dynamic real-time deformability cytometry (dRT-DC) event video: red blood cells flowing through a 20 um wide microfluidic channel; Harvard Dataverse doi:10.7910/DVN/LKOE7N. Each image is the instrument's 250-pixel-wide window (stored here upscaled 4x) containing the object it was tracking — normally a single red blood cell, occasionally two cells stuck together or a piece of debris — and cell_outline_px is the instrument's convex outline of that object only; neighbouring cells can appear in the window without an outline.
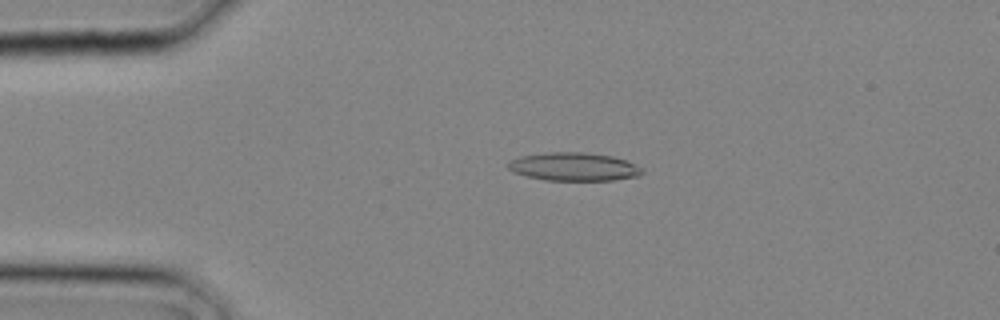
{"species": "common noctule bat (a hibernating species)", "species_latin": "Nyctalus noctula", "temperature_condition": "cold", "stored_images_in_passage": 12, "camera_frame_rate_fps": 3000, "um_per_image_px": 0.085, "animal": {"sex": "male", "body_mass_g": 20.4}, "frame": {"image": 1, "passage_image": 6, "time_ms": 1.667, "image_size_px": [1000, 320], "cell_outline_px": [[644, 172], [640, 176], [612, 180], [544, 180], [512, 172], [508, 168], [508, 160], [520, 156], [552, 152], [584, 152], [612, 156], [624, 160], [644, 168]], "centroid_in_image_um": [48.78, 14.17], "position_along_channel_um": 36.2, "area_um2": 22.08}}
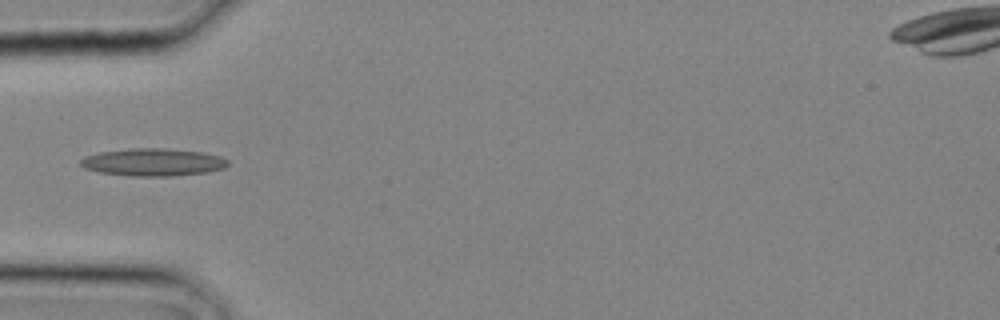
{"frame": {"image": 2, "passage_image": 9, "time_ms": 2.667, "image_size_px": [1000, 320], "cell_outline_px": [[228, 164], [224, 168], [208, 172], [172, 176], [132, 176], [100, 172], [84, 168], [80, 164], [80, 160], [88, 156], [100, 152], [132, 148], [164, 148], [200, 152], [220, 156], [228, 160]], "centroid_in_image_um": [13.03, 13.79], "position_along_channel_um": 72.0, "area_um2": 23.47}}
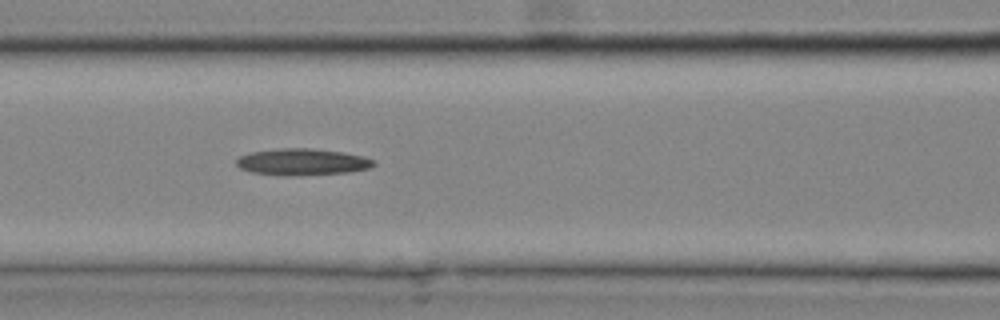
{"frame": {"image": 3, "passage_image": 12, "time_ms": 3.667, "image_size_px": [1000, 320], "cell_outline_px": [[376, 164], [368, 168], [348, 172], [288, 176], [284, 176], [252, 172], [240, 168], [236, 164], [236, 160], [240, 156], [252, 152], [276, 148], [312, 148], [344, 152], [364, 156], [376, 160]], "centroid_in_image_um": [25.71, 13.75], "position_along_channel_um": 140.9, "area_um2": 21.39}}